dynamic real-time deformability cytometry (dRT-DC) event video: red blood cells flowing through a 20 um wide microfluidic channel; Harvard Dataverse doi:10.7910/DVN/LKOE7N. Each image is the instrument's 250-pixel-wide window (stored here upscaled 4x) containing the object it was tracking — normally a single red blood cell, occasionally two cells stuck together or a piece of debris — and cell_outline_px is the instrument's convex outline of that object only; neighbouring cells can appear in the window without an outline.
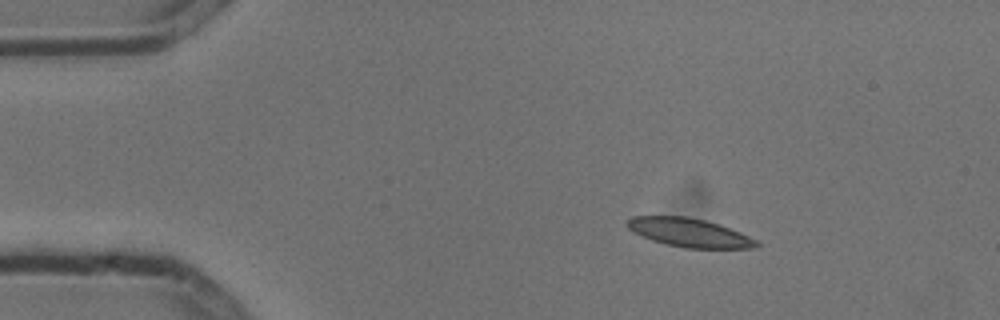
{"species": "common noctule bat (a hibernating species)", "species_latin": "Nyctalus noctula", "temperature_condition": "cold", "stored_images_in_passage": 5, "segment_of_instrument_passage": [1, 2], "camera_frame_rate_fps": 3000, "um_per_image_px": 0.085, "animal": {"sex": "male", "body_mass_g": 13.3}, "frame": {"image": 1, "passage_image": 2, "time_ms": 0.333, "image_size_px": [1000, 320], "cell_outline_px": [[760, 244], [752, 248], [684, 248], [664, 244], [652, 240], [628, 228], [628, 220], [632, 216], [688, 216], [720, 224], [740, 232], [756, 240]], "centroid_in_image_um": [58.61, 19.77], "position_along_channel_um": 26.4, "area_um2": 21.39}}